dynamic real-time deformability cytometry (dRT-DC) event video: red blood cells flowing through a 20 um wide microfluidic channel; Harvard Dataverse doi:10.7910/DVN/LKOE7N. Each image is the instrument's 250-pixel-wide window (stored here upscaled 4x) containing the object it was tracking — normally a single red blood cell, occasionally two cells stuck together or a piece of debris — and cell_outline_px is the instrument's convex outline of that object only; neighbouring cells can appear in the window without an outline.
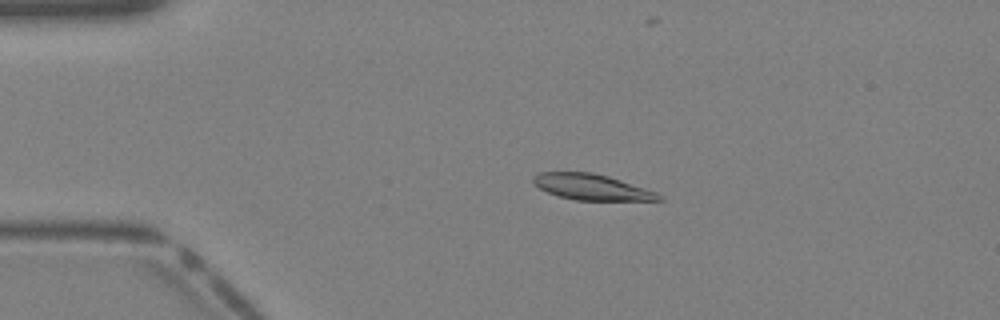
{"species": "Egyptian fruit bat (a non-hibernating species)", "species_latin": "Rousettus aegyptiacus", "temperature_condition": "warm", "stored_images_in_passage": 40, "camera_frame_rate_fps": 3000, "um_per_image_px": 0.085, "animal": {"sex": "female"}, "frame": {"image": 1, "passage_image": 9, "time_ms": 2.667, "image_size_px": [1000, 320], "cell_outline_px": [[664, 200], [576, 200], [556, 196], [532, 184], [532, 176], [540, 172], [592, 172], [608, 176], [656, 192]], "centroid_in_image_um": [50.22, 15.89], "position_along_channel_um": 34.8, "area_um2": 18.79}}
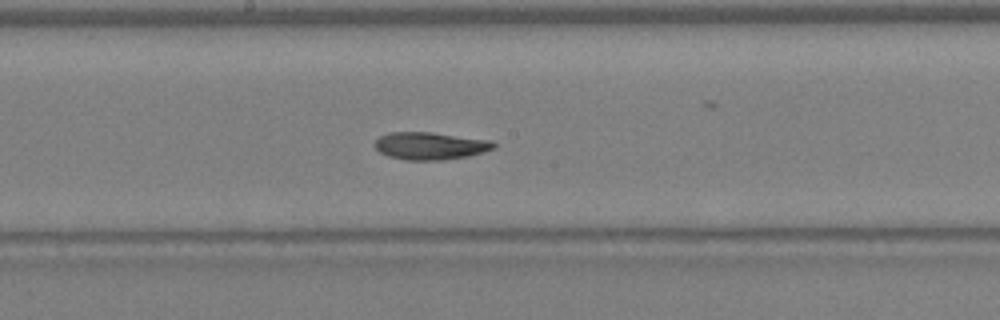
{"frame": {"image": 2, "passage_image": 22, "time_ms": 7.0, "image_size_px": [1000, 320], "cell_outline_px": [[496, 148], [468, 156], [440, 160], [404, 160], [388, 156], [380, 152], [372, 144], [380, 136], [392, 132], [432, 132], [492, 140], [496, 144]], "centroid_in_image_um": [36.57, 12.39], "position_along_channel_um": 211.6, "area_um2": 19.13}}
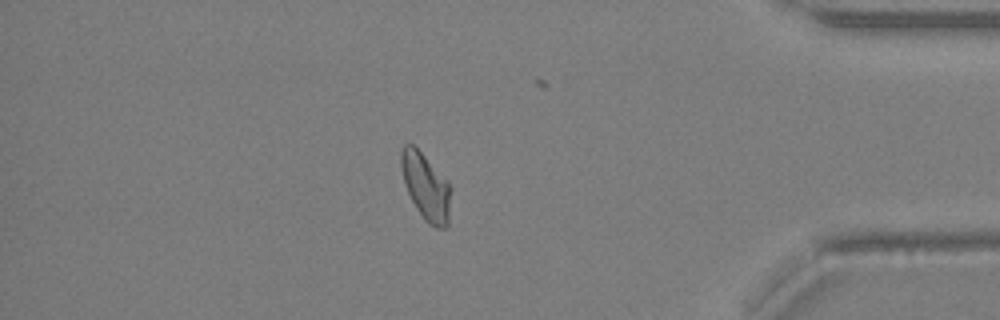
{"frame": {"image": 3, "passage_image": 35, "time_ms": 11.333, "image_size_px": [1000, 320], "cell_outline_px": [[448, 228], [436, 228], [428, 224], [424, 220], [416, 208], [404, 184], [400, 164], [400, 148], [404, 144], [412, 144], [448, 180]], "centroid_in_image_um": [36.14, 15.86], "position_along_channel_um": 399.1, "area_um2": 18.96}}